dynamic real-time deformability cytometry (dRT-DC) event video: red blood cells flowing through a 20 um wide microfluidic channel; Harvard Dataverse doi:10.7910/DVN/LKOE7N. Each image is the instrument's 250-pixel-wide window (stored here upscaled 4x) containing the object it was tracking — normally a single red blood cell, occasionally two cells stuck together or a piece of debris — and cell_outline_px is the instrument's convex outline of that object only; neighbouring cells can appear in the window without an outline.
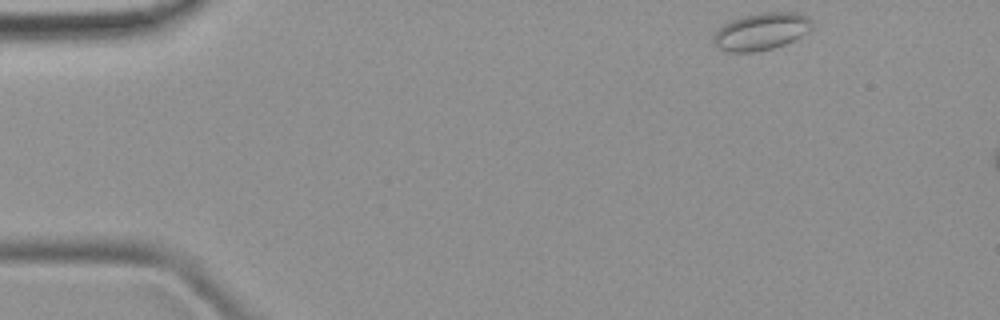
{"species": "common noctule bat (a hibernating species)", "species_latin": "Nyctalus noctula", "temperature_condition": "room temperature", "stored_images_in_passage": 7, "camera_frame_rate_fps": 3000, "um_per_image_px": 0.085, "animal": {"sex": "female", "body_mass_g": 19.9}, "frame": {"image": 1, "passage_image": 1, "time_ms": 0.0, "image_size_px": [1000, 320], "cell_outline_px": [[812, 24], [800, 36], [784, 44], [772, 48], [752, 52], [728, 52], [712, 44], [712, 36], [728, 20], [760, 12], [796, 12], [808, 16], [812, 20]], "centroid_in_image_um": [64.65, 2.66], "position_along_channel_um": 20.4, "area_um2": 21.21}}